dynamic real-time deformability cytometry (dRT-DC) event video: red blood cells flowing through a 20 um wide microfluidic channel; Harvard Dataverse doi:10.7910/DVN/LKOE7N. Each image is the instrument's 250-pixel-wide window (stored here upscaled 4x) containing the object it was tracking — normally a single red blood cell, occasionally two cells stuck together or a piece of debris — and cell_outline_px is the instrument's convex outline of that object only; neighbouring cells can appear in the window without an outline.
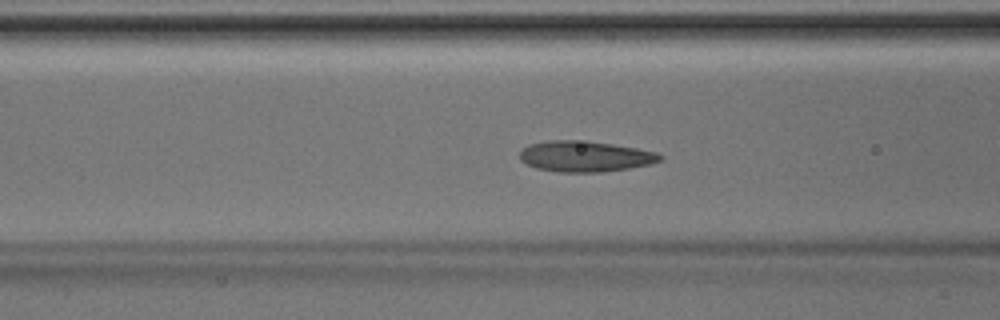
{"species": "Egyptian fruit bat (a non-hibernating species)", "species_latin": "Rousettus aegyptiacus", "temperature_condition": "room temperature", "stored_images_in_passage": 48, "camera_frame_rate_fps": 3000, "um_per_image_px": 0.085, "animal": {"sex": "male"}, "frame": {"image": 1, "passage_image": 19, "time_ms": 6.0, "image_size_px": [1000, 320], "cell_outline_px": [[664, 156], [660, 160], [648, 164], [628, 168], [600, 172], [560, 172], [536, 168], [520, 160], [520, 152], [528, 144], [548, 140], [588, 140], [636, 148], [656, 152]], "centroid_in_image_um": [49.7, 13.28], "position_along_channel_um": 116.9, "area_um2": 25.09}}
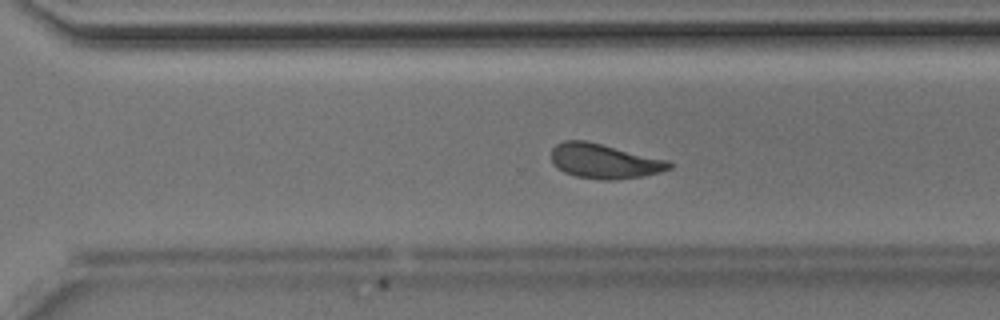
{"frame": {"image": 2, "passage_image": 33, "time_ms": 10.667, "image_size_px": [1000, 320], "cell_outline_px": [[672, 168], [660, 172], [644, 176], [612, 180], [604, 180], [576, 176], [564, 172], [556, 168], [552, 164], [552, 148], [556, 144], [564, 140], [584, 140], [668, 160], [672, 164]], "centroid_in_image_um": [51.34, 13.7], "position_along_channel_um": 319.3, "area_um2": 23.76}}
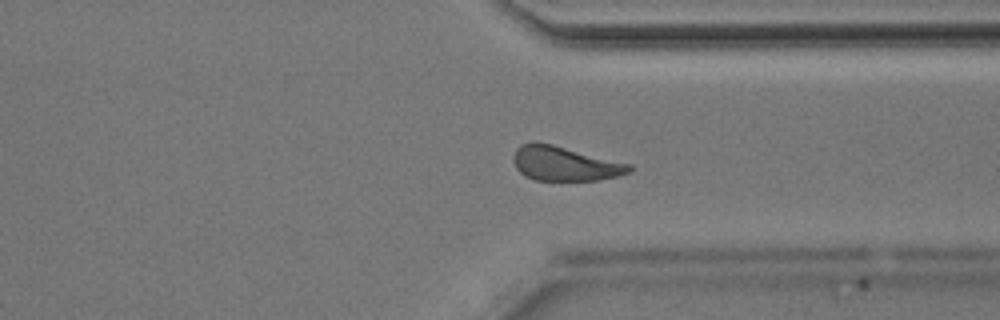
{"frame": {"image": 3, "passage_image": 36, "time_ms": 11.667, "image_size_px": [1000, 320], "cell_outline_px": [[632, 172], [600, 180], [536, 180], [524, 176], [516, 168], [512, 156], [516, 148], [520, 144], [532, 140], [536, 140], [632, 164]], "centroid_in_image_um": [47.98, 13.88], "position_along_channel_um": 363.4, "area_um2": 23.58}}